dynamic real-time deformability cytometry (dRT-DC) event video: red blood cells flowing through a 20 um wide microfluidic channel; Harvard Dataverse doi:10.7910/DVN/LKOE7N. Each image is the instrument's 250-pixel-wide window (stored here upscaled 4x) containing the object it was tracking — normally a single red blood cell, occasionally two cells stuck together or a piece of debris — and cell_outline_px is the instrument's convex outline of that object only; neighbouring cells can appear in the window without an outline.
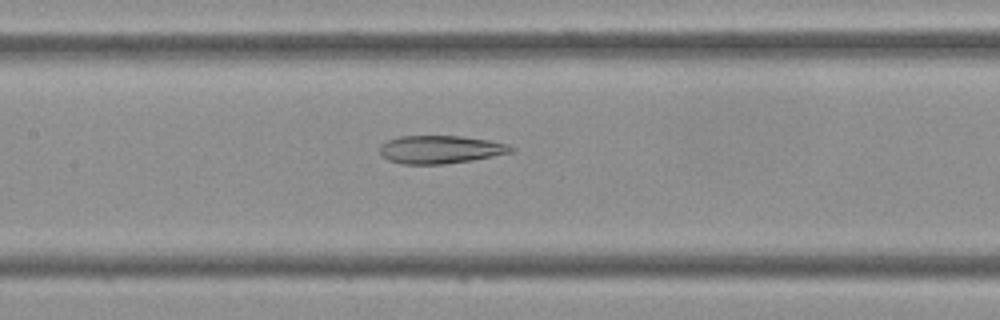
{"species": "Egyptian fruit bat (a non-hibernating species)", "species_latin": "Rousettus aegyptiacus", "temperature_condition": "cold", "stored_images_in_passage": 40, "camera_frame_rate_fps": 3000, "um_per_image_px": 0.085, "frame": {"image": 1, "passage_image": 17, "time_ms": 5.333, "image_size_px": [1000, 320], "cell_outline_px": [[516, 148], [512, 152], [472, 160], [444, 164], [400, 164], [388, 160], [380, 152], [380, 144], [388, 140], [400, 136], [460, 136], [488, 140], [508, 144]], "centroid_in_image_um": [37.43, 12.71], "position_along_channel_um": 170.0, "area_um2": 21.39}}
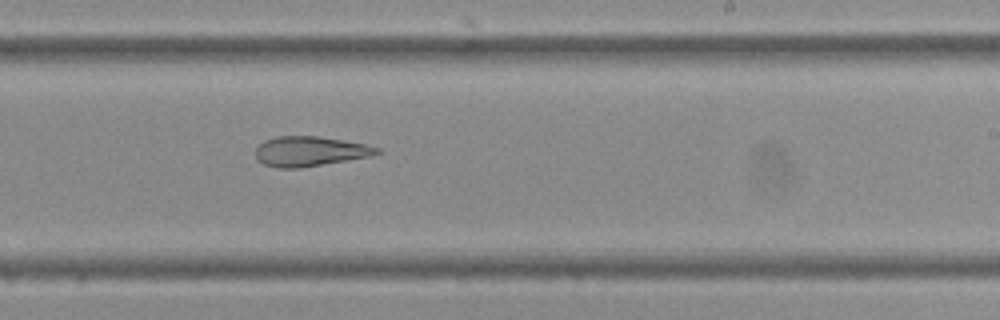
{"frame": {"image": 2, "passage_image": 23, "time_ms": 7.333, "image_size_px": [1000, 320], "cell_outline_px": [[384, 152], [372, 156], [300, 168], [276, 168], [264, 164], [256, 160], [256, 148], [264, 140], [276, 136], [316, 136], [364, 144], [380, 148]], "centroid_in_image_um": [26.33, 12.87], "position_along_channel_um": 262.7, "area_um2": 21.15}}
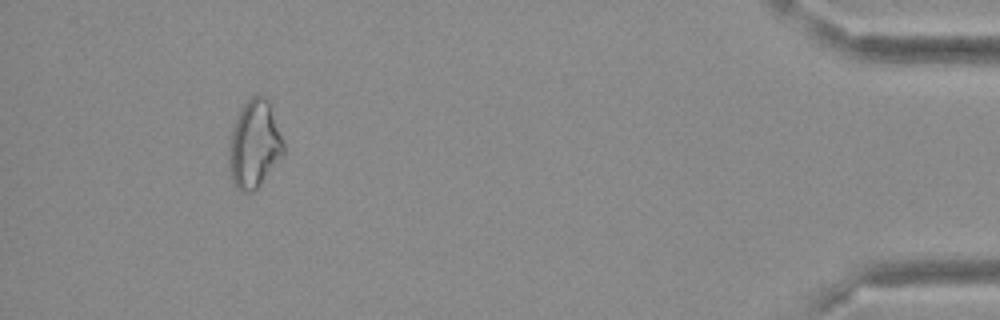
{"frame": {"image": 3, "passage_image": 37, "time_ms": 12.0, "image_size_px": [1000, 320], "cell_outline_px": [[284, 156], [260, 184], [252, 192], [240, 192], [236, 188], [232, 180], [228, 168], [228, 156], [232, 128], [236, 116], [244, 104], [252, 96], [264, 96], [268, 100], [284, 144]], "centroid_in_image_um": [21.6, 12.31], "position_along_channel_um": 413.6, "area_um2": 27.8}}